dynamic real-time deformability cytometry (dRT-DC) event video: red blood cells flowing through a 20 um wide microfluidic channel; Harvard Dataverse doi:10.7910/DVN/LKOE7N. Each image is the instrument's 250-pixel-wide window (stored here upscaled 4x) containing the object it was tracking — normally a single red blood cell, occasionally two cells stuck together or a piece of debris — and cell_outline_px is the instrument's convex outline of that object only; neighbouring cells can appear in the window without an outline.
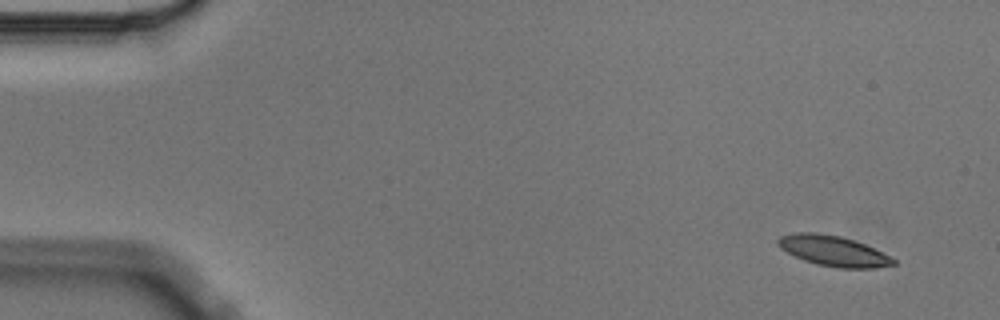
{"species": "Egyptian fruit bat (a non-hibernating species)", "species_latin": "Rousettus aegyptiacus", "temperature_condition": "cold", "stored_images_in_passage": 5, "segment_of_instrument_passage": [1, 2], "camera_frame_rate_fps": 3000, "um_per_image_px": 0.085, "animal": {"sex": "male"}, "frame": {"image": 1, "passage_image": 1, "time_ms": 0.0, "image_size_px": [1000, 320], "cell_outline_px": [[896, 264], [876, 268], [836, 268], [816, 264], [804, 260], [780, 248], [776, 244], [776, 240], [780, 236], [796, 232], [816, 232], [840, 236], [864, 244], [896, 260]], "centroid_in_image_um": [70.79, 21.33], "position_along_channel_um": 14.2, "area_um2": 20.29}}